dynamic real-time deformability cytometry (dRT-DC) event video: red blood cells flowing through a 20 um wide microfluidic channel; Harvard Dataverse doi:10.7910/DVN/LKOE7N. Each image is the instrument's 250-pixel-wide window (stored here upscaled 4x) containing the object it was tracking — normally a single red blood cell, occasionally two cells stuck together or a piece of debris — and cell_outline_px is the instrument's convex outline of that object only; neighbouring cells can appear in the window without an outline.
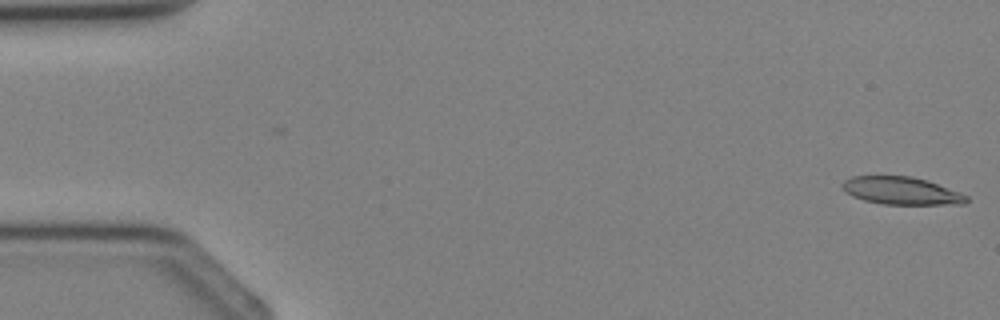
{"species": "Egyptian fruit bat (a non-hibernating species)", "species_latin": "Rousettus aegyptiacus", "temperature_condition": "cold", "stored_images_in_passage": 4, "camera_frame_rate_fps": 3000, "um_per_image_px": 0.085, "animal": {"sex": "female"}, "frame": {"image": 1, "passage_image": 1, "time_ms": 0.0, "image_size_px": [1000, 320], "cell_outline_px": [[968, 200], [964, 204], [884, 204], [864, 200], [852, 196], [840, 184], [844, 180], [852, 176], [912, 176], [928, 180], [960, 192], [968, 196]], "centroid_in_image_um": [76.64, 16.2], "position_along_channel_um": 8.4, "area_um2": 19.94}}
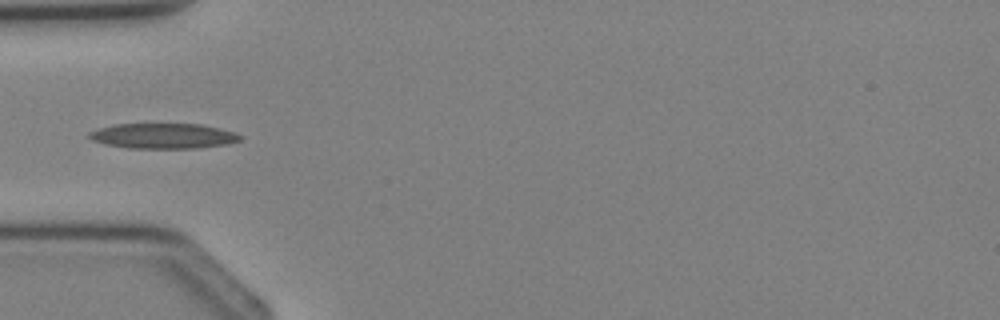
{"frame": {"image": 2, "passage_image": 4, "time_ms": 3.667, "image_size_px": [1000, 320], "cell_outline_px": [[244, 136], [240, 140], [228, 144], [200, 148], [128, 148], [104, 144], [92, 140], [88, 136], [88, 132], [100, 128], [116, 124], [204, 124], [236, 132]], "centroid_in_image_um": [13.93, 11.55], "position_along_channel_um": 71.1, "area_um2": 22.43}}